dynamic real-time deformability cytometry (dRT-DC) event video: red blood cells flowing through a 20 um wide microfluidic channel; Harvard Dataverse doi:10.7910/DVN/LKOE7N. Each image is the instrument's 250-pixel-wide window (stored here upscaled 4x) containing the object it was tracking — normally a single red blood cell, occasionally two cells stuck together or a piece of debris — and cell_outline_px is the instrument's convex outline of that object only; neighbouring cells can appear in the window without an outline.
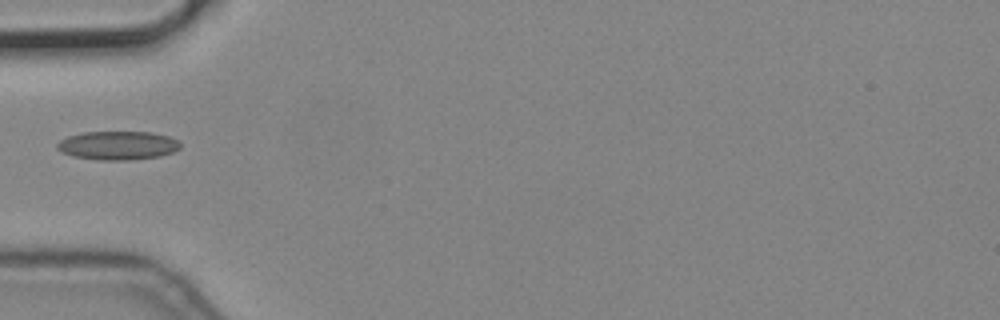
{"species": "common noctule bat (a hibernating species)", "species_latin": "Nyctalus noctula", "temperature_condition": "cold", "stored_images_in_passage": 5, "camera_frame_rate_fps": 3000, "um_per_image_px": 0.085, "animal": {"sex": "male", "body_mass_g": 19.2, "forearm_length_mm": 51.8}, "frame": {"image": 1, "passage_image": 1, "time_ms": 0.0, "image_size_px": [1000, 320], "cell_outline_px": [[180, 148], [172, 152], [160, 156], [128, 160], [100, 160], [72, 156], [60, 152], [56, 148], [56, 144], [60, 140], [68, 136], [84, 132], [152, 132], [168, 136], [176, 140], [180, 144]], "centroid_in_image_um": [9.97, 12.36], "position_along_channel_um": 75.0, "area_um2": 20.58}}
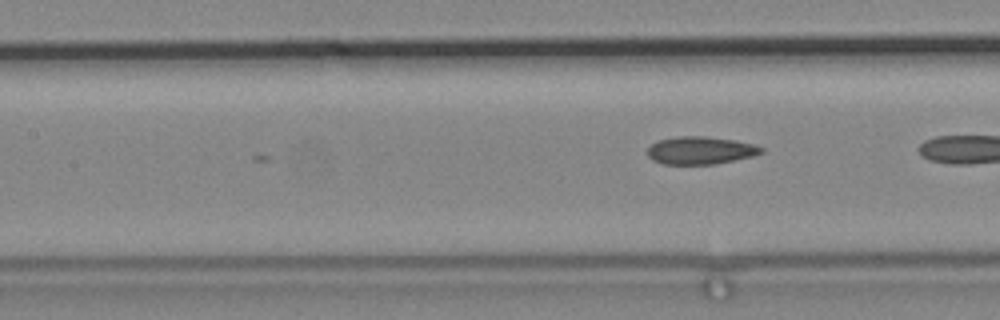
{"frame": {"image": 2, "passage_image": 5, "time_ms": 1.333, "image_size_px": [1000, 320], "cell_outline_px": [[764, 152], [752, 156], [716, 164], [664, 164], [652, 160], [648, 156], [648, 148], [652, 144], [660, 140], [680, 136], [704, 136], [736, 140], [756, 144], [764, 148]], "centroid_in_image_um": [59.58, 12.78], "position_along_channel_um": 147.8, "area_um2": 18.38}}